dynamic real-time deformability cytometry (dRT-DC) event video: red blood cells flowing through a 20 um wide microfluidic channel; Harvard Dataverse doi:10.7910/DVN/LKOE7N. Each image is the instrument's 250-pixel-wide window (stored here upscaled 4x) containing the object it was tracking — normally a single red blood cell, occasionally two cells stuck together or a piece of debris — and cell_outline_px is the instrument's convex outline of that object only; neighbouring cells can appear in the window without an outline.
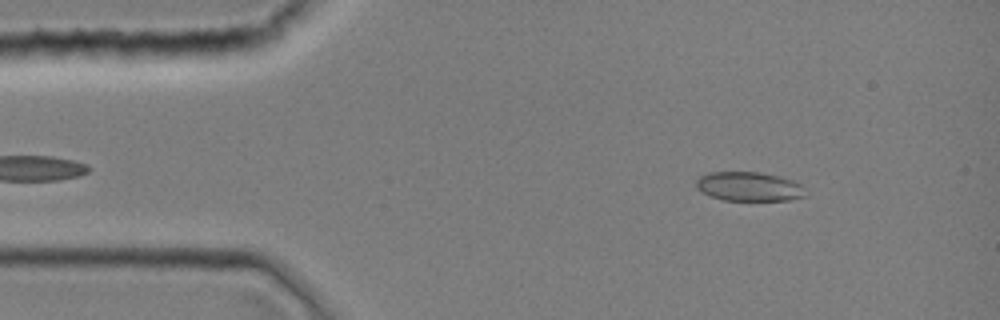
{"species": "common noctule bat (a hibernating species)", "species_latin": "Nyctalus noctula", "temperature_condition": "room temperature", "stored_images_in_passage": 41, "camera_frame_rate_fps": 3000, "um_per_image_px": 0.085, "animal": {"sex": "female", "body_mass_g": 19.0, "forearm_length_mm": 51.5}, "frame": {"image": 1, "passage_image": 4, "time_ms": 1.0, "image_size_px": [1000, 320], "cell_outline_px": [[808, 196], [788, 200], [724, 200], [712, 196], [696, 188], [696, 180], [700, 176], [708, 172], [760, 172], [792, 180], [800, 184]], "centroid_in_image_um": [63.67, 15.85], "position_along_channel_um": 21.3, "area_um2": 18.44}}
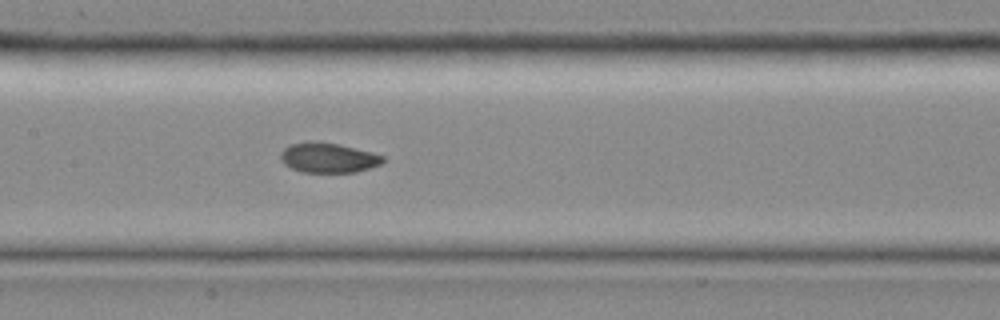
{"frame": {"image": 2, "passage_image": 19, "time_ms": 6.0, "image_size_px": [1000, 320], "cell_outline_px": [[384, 160], [380, 164], [356, 172], [304, 172], [292, 168], [284, 164], [280, 160], [280, 152], [284, 148], [292, 144], [308, 140], [316, 140], [340, 144], [372, 152], [384, 156]], "centroid_in_image_um": [27.87, 13.38], "position_along_channel_um": 179.5, "area_um2": 17.98}}
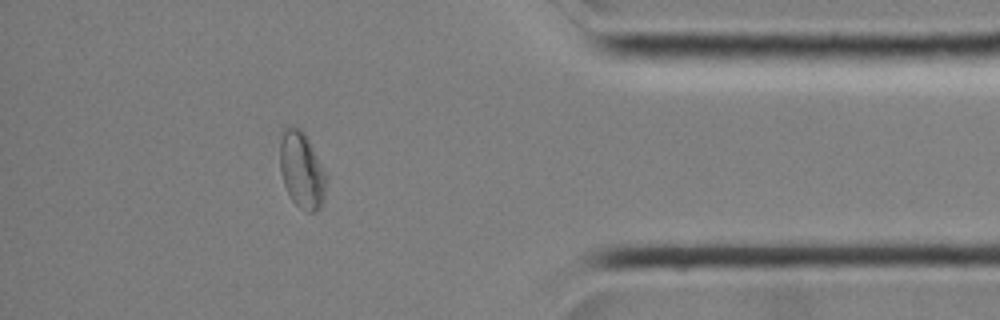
{"frame": {"image": 3, "passage_image": 36, "time_ms": 11.667, "image_size_px": [1000, 320], "cell_outline_px": [[328, 176], [324, 200], [320, 208], [316, 212], [308, 212], [300, 208], [292, 200], [284, 184], [280, 172], [280, 140], [284, 128], [300, 128], [304, 132]], "centroid_in_image_um": [25.67, 14.5], "position_along_channel_um": 409.5, "area_um2": 20.69}}